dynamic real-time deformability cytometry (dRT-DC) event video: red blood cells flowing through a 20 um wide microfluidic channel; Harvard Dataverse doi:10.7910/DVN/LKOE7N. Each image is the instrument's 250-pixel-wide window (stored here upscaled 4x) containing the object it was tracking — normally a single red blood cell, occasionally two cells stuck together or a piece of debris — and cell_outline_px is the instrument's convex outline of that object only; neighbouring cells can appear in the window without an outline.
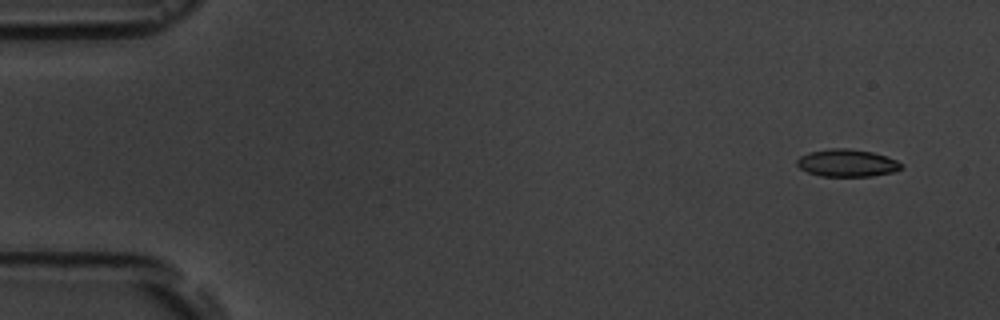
{"species": "common noctule bat (a hibernating species)", "species_latin": "Nyctalus noctula", "temperature_condition": "room temperature", "stored_images_in_passage": 5, "camera_frame_rate_fps": 3000, "um_per_image_px": 0.085, "animal": {"sex": "male", "body_mass_g": 19.5, "forearm_length_mm": 54.6}, "frame": {"image": 1, "passage_image": 1, "time_ms": 0.0, "image_size_px": [1000, 320], "cell_outline_px": [[904, 168], [896, 172], [872, 176], [820, 176], [808, 172], [800, 168], [796, 164], [796, 160], [800, 156], [808, 152], [832, 148], [848, 148], [872, 152], [896, 160], [904, 164]], "centroid_in_image_um": [72.02, 13.86], "position_along_channel_um": 13.0, "area_um2": 16.82}}